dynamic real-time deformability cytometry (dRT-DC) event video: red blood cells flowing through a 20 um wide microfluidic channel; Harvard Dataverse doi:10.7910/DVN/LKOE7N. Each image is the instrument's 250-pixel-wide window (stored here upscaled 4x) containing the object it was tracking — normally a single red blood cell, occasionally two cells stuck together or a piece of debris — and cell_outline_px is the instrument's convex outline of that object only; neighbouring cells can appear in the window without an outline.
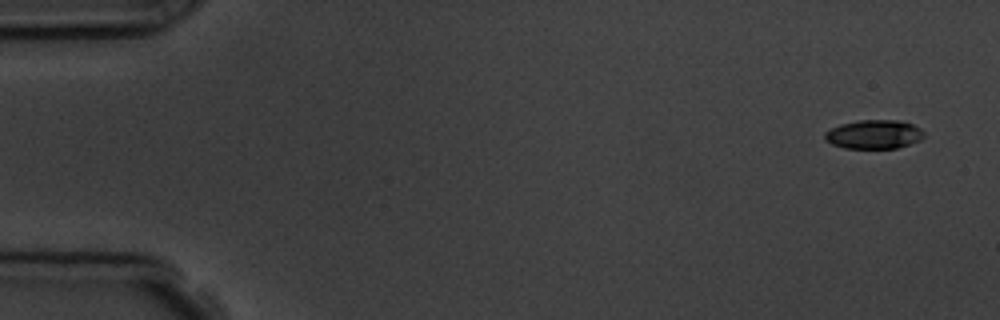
{"species": "common noctule bat (a hibernating species)", "species_latin": "Nyctalus noctula", "temperature_condition": "room temperature", "stored_images_in_passage": 5, "camera_frame_rate_fps": 3000, "um_per_image_px": 0.085, "animal": {"sex": "male", "body_mass_g": 19.5, "forearm_length_mm": 54.6}, "frame": {"image": 1, "passage_image": 1, "time_ms": 0.0, "image_size_px": [1000, 320], "cell_outline_px": [[924, 136], [920, 140], [896, 148], [844, 148], [832, 144], [824, 140], [824, 132], [840, 124], [860, 120], [900, 120], [912, 124], [920, 128], [924, 132]], "centroid_in_image_um": [74.27, 11.41], "position_along_channel_um": 10.7, "area_um2": 16.7}}
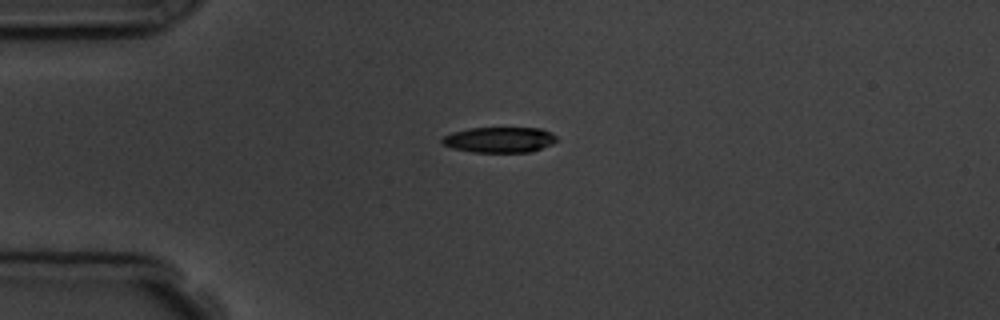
{"frame": {"image": 2, "passage_image": 4, "time_ms": 3.667, "image_size_px": [1000, 320], "cell_outline_px": [[556, 140], [552, 144], [528, 152], [472, 152], [452, 148], [444, 144], [440, 140], [444, 136], [452, 132], [468, 128], [540, 128], [552, 132], [556, 136]], "centroid_in_image_um": [42.44, 11.87], "position_along_channel_um": 42.6, "area_um2": 16.99}}